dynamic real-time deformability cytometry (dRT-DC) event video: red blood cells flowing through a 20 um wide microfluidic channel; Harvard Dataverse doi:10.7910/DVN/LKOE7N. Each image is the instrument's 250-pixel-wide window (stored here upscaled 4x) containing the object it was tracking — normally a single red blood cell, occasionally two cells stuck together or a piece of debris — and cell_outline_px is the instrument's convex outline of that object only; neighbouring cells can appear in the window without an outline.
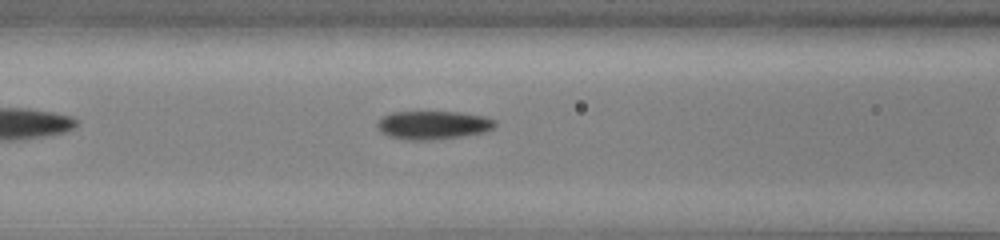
{"species": "common noctule bat (a hibernating species)", "species_latin": "Nyctalus noctula", "temperature_condition": "cold", "stored_images_in_passage": 11, "camera_frame_rate_fps": 3000, "um_per_image_px": 0.085, "animal": {"sex": "male", "body_mass_g": 13.0, "forearm_length_mm": 53.1}, "frame": {"image": 1, "passage_image": 10, "time_ms": 3.0, "image_size_px": [1000, 240], "cell_outline_px": [[496, 124], [488, 132], [460, 136], [428, 140], [404, 140], [388, 136], [380, 132], [376, 124], [384, 116], [392, 112], [460, 112], [484, 116], [496, 120]], "centroid_in_image_um": [36.82, 10.63], "position_along_channel_um": 129.8, "area_um2": 19.54}}